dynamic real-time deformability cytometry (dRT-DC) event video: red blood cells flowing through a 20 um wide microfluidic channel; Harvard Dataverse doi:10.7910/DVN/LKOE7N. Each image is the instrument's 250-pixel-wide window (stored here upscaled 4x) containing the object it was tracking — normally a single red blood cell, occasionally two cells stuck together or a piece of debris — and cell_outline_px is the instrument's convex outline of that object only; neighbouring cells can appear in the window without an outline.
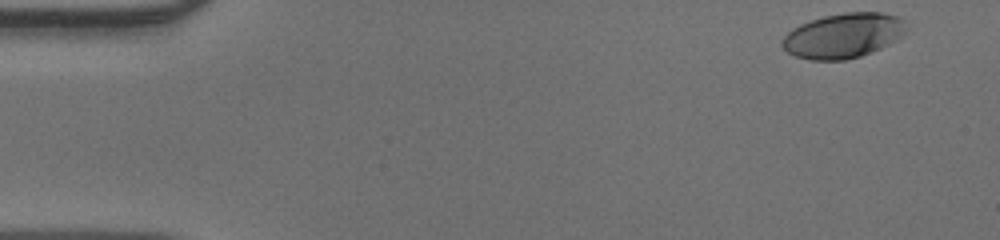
{"species": "human", "species_latin": "Homo sapiens", "temperature_condition": "warm", "stored_images_in_passage": 47, "camera_frame_rate_fps": 3000, "um_per_image_px": 0.085, "donor": {"sex": "male"}, "frame": {"image": 1, "passage_image": 1, "time_ms": 0.0, "image_size_px": [1000, 240], "cell_outline_px": [[908, 28], [896, 40], [872, 52], [860, 56], [844, 60], [808, 60], [796, 56], [788, 52], [780, 44], [784, 36], [792, 28], [800, 24], [824, 16], [844, 12], [880, 12], [900, 16], [908, 24]], "centroid_in_image_um": [71.7, 3.02], "position_along_channel_um": 13.3, "area_um2": 32.54}}
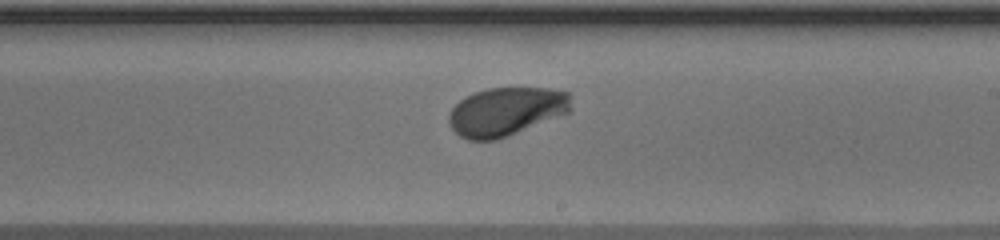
{"frame": {"image": 2, "passage_image": 27, "time_ms": 8.667, "image_size_px": [1000, 240], "cell_outline_px": [[572, 112], [496, 140], [468, 140], [460, 136], [452, 128], [448, 120], [448, 116], [452, 108], [464, 96], [472, 92], [488, 88], [548, 88], [568, 92], [572, 96]], "centroid_in_image_um": [43.06, 9.47], "position_along_channel_um": 245.9, "area_um2": 34.91}}
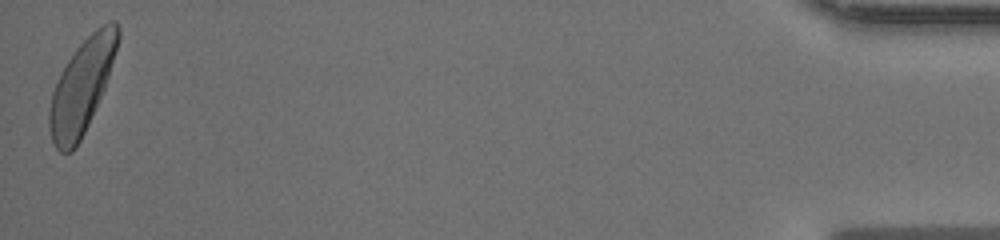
{"frame": {"image": 3, "passage_image": 47, "time_ms": 15.333, "image_size_px": [1000, 240], "cell_outline_px": [[120, 40], [104, 88], [88, 124], [76, 148], [72, 152], [60, 152], [56, 148], [52, 140], [48, 124], [48, 112], [52, 92], [60, 72], [76, 48], [96, 28], [108, 20], [116, 20], [120, 28]], "centroid_in_image_um": [6.95, 7.31], "position_along_channel_um": 428.2, "area_um2": 37.22}}